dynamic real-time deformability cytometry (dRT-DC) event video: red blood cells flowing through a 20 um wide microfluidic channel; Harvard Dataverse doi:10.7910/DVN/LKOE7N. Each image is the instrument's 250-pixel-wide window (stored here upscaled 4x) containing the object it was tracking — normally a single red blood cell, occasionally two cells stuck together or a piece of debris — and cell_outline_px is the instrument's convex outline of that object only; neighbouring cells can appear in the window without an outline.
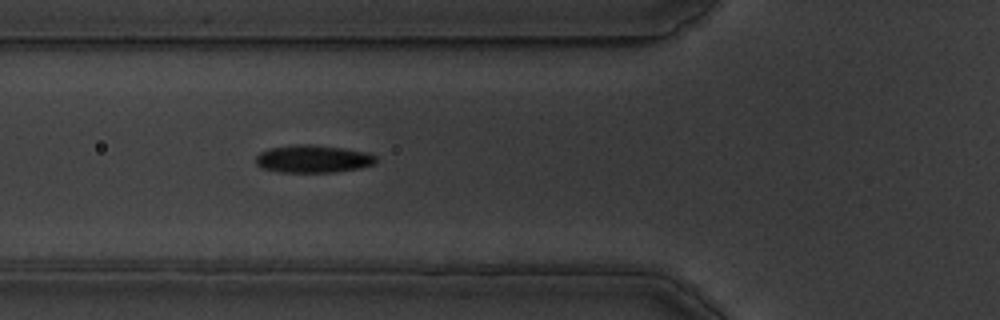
{"species": "common noctule bat (a hibernating species)", "species_latin": "Nyctalus noctula", "temperature_condition": "warm", "stored_images_in_passage": 40, "camera_frame_rate_fps": 3000, "um_per_image_px": 0.085, "animal": {"sex": "male", "body_mass_g": 19.5, "forearm_length_mm": 54.6}, "frame": {"image": 1, "passage_image": 4, "time_ms": 1.0, "image_size_px": [1000, 320], "cell_outline_px": [[376, 160], [372, 164], [360, 168], [332, 172], [280, 172], [264, 168], [256, 164], [256, 156], [260, 152], [268, 148], [296, 144], [312, 144], [344, 148], [368, 152], [376, 156]], "centroid_in_image_um": [26.6, 13.49], "position_along_channel_um": 99.2, "area_um2": 19.36}}
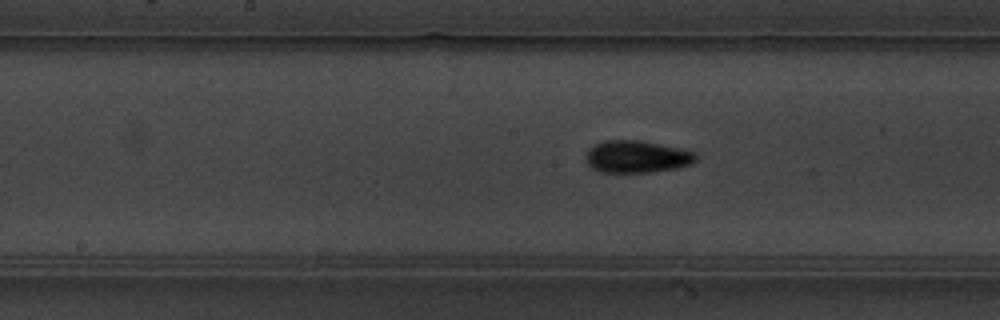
{"frame": {"image": 2, "passage_image": 12, "time_ms": 3.667, "image_size_px": [1000, 320], "cell_outline_px": [[696, 160], [688, 164], [676, 168], [648, 172], [600, 172], [592, 168], [584, 160], [588, 148], [604, 140], [636, 140], [680, 148], [696, 152]], "centroid_in_image_um": [54.08, 13.31], "position_along_channel_um": 194.1, "area_um2": 20.52}}
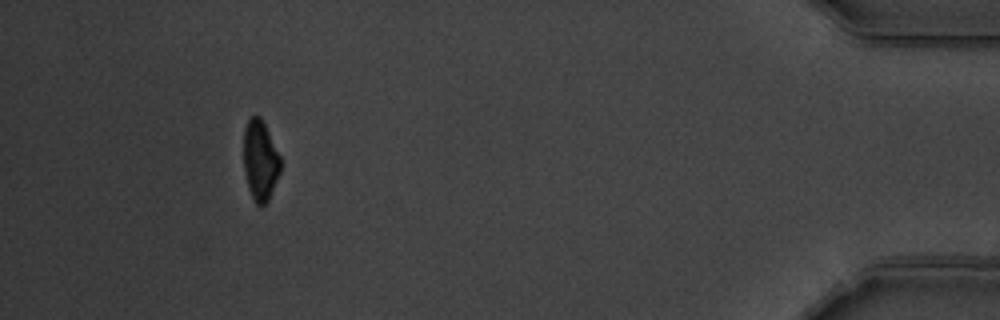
{"frame": {"image": 3, "passage_image": 36, "time_ms": 11.667, "image_size_px": [1000, 320], "cell_outline_px": [[280, 172], [268, 200], [264, 204], [256, 204], [248, 188], [244, 172], [244, 128], [248, 120], [252, 116], [260, 116], [280, 156]], "centroid_in_image_um": [22.1, 13.63], "position_along_channel_um": 413.1, "area_um2": 16.94}, "authors_computed_cell_mechanics": {"area_um2": 18.9584, "velocity_mm_per_s": 3.5528, "shape_relaxation_time_tau1_ms": 3.8735, "shape_relaxation_time_tau2_ms": 2.348, "deformation_change_tau1": 0.1437, "deformation_change_tau2": 0.0783}}